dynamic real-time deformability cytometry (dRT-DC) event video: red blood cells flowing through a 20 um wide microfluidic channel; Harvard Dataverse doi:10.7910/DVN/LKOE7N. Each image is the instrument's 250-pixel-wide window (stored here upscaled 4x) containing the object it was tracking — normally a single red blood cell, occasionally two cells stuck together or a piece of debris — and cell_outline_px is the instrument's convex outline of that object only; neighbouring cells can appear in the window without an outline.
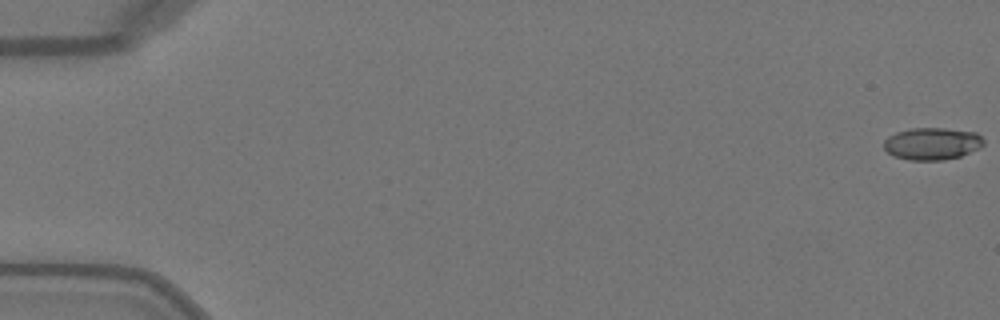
{"species": "Egyptian fruit bat (a non-hibernating species)", "species_latin": "Rousettus aegyptiacus", "temperature_condition": "warm", "stored_images_in_passage": 47, "camera_frame_rate_fps": 3000, "um_per_image_px": 0.085, "animal": {"sex": "female"}, "frame": {"image": 1, "passage_image": 1, "time_ms": 0.0, "image_size_px": [1000, 320], "cell_outline_px": [[984, 144], [980, 148], [960, 156], [944, 160], [908, 160], [892, 156], [884, 148], [884, 140], [888, 136], [896, 132], [912, 128], [944, 128], [976, 132], [984, 140]], "centroid_in_image_um": [79.22, 12.21], "position_along_channel_um": 5.8, "area_um2": 18.84}}
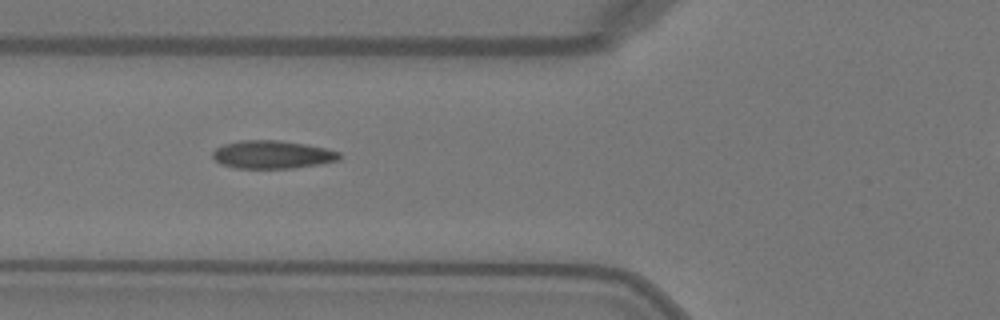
{"frame": {"image": 2, "passage_image": 20, "time_ms": 6.333, "image_size_px": [1000, 320], "cell_outline_px": [[340, 160], [320, 164], [292, 168], [236, 168], [220, 164], [212, 156], [212, 152], [216, 148], [224, 144], [240, 140], [280, 140], [304, 144], [324, 148], [340, 152]], "centroid_in_image_um": [23.13, 13.14], "position_along_channel_um": 102.7, "area_um2": 20.69}}
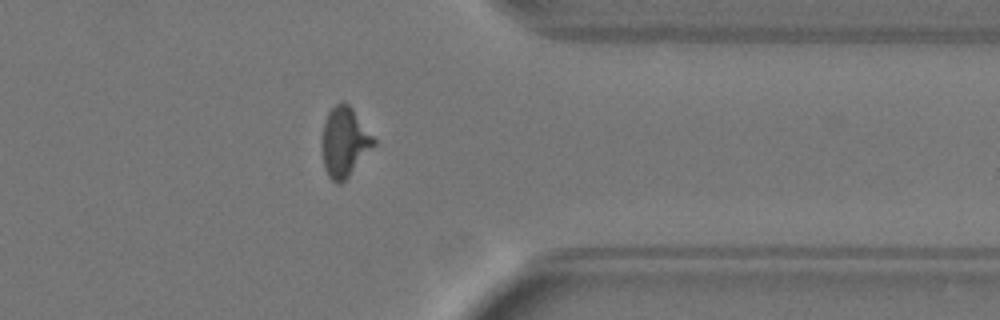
{"frame": {"image": 3, "passage_image": 41, "time_ms": 13.333, "image_size_px": [1000, 320], "cell_outline_px": [[376, 144], [348, 176], [340, 184], [336, 184], [328, 176], [324, 168], [320, 144], [324, 124], [328, 112], [336, 104], [348, 104], [352, 108], [376, 140]], "centroid_in_image_um": [29.25, 12.1], "position_along_channel_um": 382.1, "area_um2": 20.87}, "authors_computed_cell_mechanics": {"area_um2": 20.3456, "velocity_mm_per_s": 4.1178, "shape_relaxation_time_tau1_ms": 4.8201, "shape_relaxation_time_tau2_ms": 0.7302, "deformation_change_tau1": 0.1995, "deformation_change_tau2": 0.0782}}